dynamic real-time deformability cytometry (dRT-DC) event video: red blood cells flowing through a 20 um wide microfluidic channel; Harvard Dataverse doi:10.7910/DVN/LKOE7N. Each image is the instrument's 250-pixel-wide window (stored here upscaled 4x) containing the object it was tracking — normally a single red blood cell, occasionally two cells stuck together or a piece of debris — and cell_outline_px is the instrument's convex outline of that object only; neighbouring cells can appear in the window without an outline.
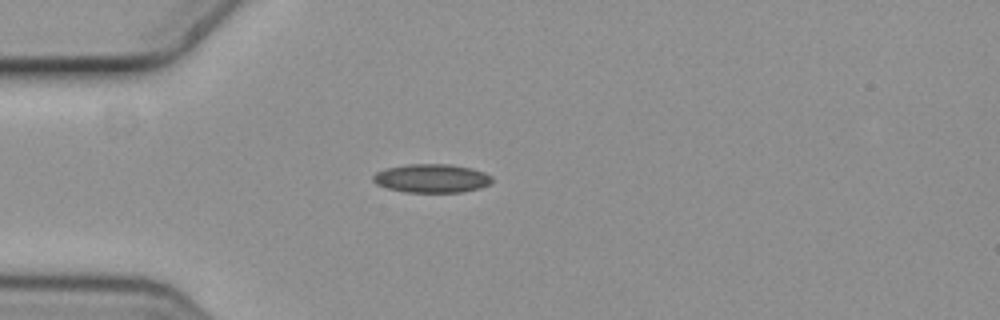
{"species": "common noctule bat (a hibernating species)", "species_latin": "Nyctalus noctula", "temperature_condition": "cold", "stored_images_in_passage": 1, "camera_frame_rate_fps": 3000, "um_per_image_px": 0.085, "animal": {"sex": "female", "body_mass_g": 19.3, "forearm_length_mm": 54.1}, "frame": {"image": 1, "passage_image": 1, "time_ms": 0.0, "image_size_px": [1000, 320], "cell_outline_px": [[492, 180], [488, 184], [480, 188], [460, 192], [404, 192], [388, 188], [376, 184], [372, 180], [372, 176], [376, 172], [384, 168], [408, 164], [452, 164], [472, 168], [484, 172], [492, 176]], "centroid_in_image_um": [36.67, 15.15], "position_along_channel_um": 48.3, "area_um2": 19.94}}